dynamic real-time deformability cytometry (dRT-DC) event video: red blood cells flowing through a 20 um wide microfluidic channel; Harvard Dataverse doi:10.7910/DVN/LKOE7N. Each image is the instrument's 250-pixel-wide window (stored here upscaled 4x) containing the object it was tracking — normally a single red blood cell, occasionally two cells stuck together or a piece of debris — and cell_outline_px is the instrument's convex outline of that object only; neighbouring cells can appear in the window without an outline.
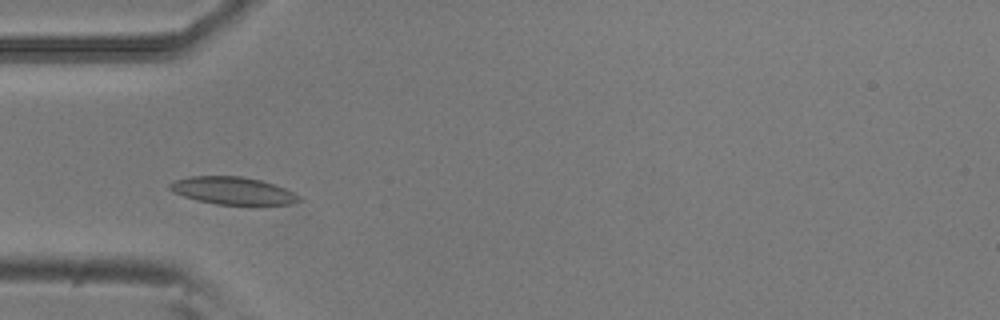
{"species": "common noctule bat (a hibernating species)", "species_latin": "Nyctalus noctula", "temperature_condition": "room temperature", "stored_images_in_passage": 38, "camera_frame_rate_fps": 3000, "um_per_image_px": 0.085, "animal": {"sex": "male", "body_mass_g": 20.5, "forearm_length_mm": 52.5}, "frame": {"image": 1, "passage_image": 1, "time_ms": 0.0, "image_size_px": [1000, 320], "cell_outline_px": [[304, 200], [292, 204], [216, 204], [196, 200], [172, 192], [168, 188], [168, 184], [172, 180], [188, 176], [240, 176], [260, 180], [276, 184], [300, 196]], "centroid_in_image_um": [19.75, 16.2], "position_along_channel_um": 65.2, "area_um2": 20.81}}
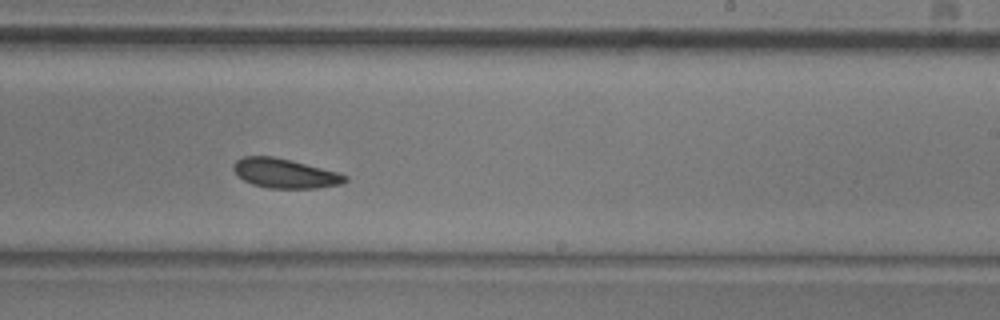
{"frame": {"image": 2, "passage_image": 17, "time_ms": 5.333, "image_size_px": [1000, 320], "cell_outline_px": [[348, 180], [344, 184], [316, 188], [268, 188], [252, 184], [244, 180], [232, 168], [236, 160], [244, 156], [272, 156], [336, 172], [348, 176]], "centroid_in_image_um": [24.22, 14.75], "position_along_channel_um": 264.8, "area_um2": 18.84}}
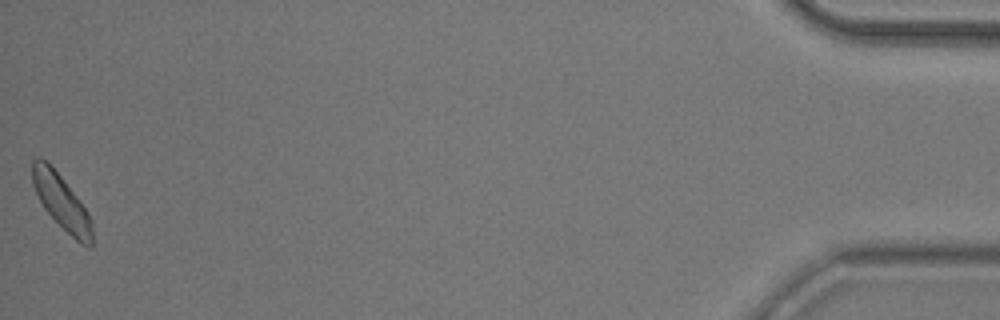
{"frame": {"image": 3, "passage_image": 38, "time_ms": 12.333, "image_size_px": [1000, 320], "cell_outline_px": [[92, 248], [88, 248], [80, 244], [44, 208], [32, 184], [32, 160], [40, 156], [60, 176], [80, 200], [88, 212], [92, 220]], "centroid_in_image_um": [5.25, 17.2], "position_along_channel_um": 429.9, "area_um2": 18.73}, "authors_computed_cell_mechanics": {"area_um2": 19.0451, "velocity_mm_per_s": 3.746, "shape_relaxation_time_tau1_ms": 2.691, "shape_relaxation_time_tau2_ms": 4.3621, "deformation_change_tau1": 0.0851, "deformation_change_tau2": 0.102}}